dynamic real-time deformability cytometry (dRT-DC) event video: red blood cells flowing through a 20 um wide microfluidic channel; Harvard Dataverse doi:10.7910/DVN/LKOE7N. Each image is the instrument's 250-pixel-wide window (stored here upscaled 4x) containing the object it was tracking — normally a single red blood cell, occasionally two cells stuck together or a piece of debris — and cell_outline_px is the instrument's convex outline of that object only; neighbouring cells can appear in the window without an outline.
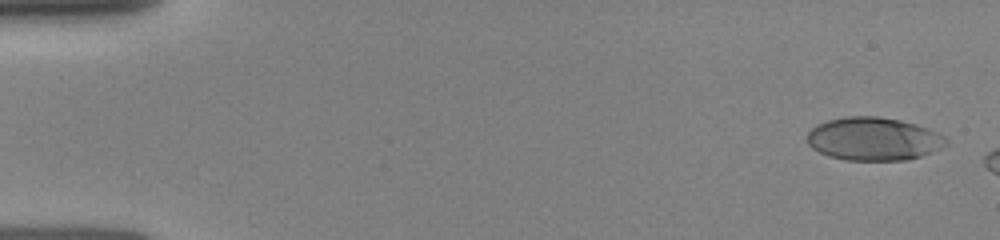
{"species": "human", "species_latin": "Homo sapiens", "temperature_condition": "room temperature", "stored_images_in_passage": 9, "camera_frame_rate_fps": 3000, "um_per_image_px": 0.085, "donor": {"sex": "female"}, "frame": {"image": 1, "passage_image": 1, "time_ms": 0.0, "image_size_px": [1000, 240], "cell_outline_px": [[948, 144], [940, 148], [920, 156], [908, 160], [844, 160], [828, 156], [812, 148], [808, 144], [808, 132], [816, 124], [828, 120], [844, 116], [876, 116], [900, 120], [916, 124], [936, 132], [944, 136], [948, 140]], "centroid_in_image_um": [74.23, 11.8], "position_along_channel_um": 10.8, "area_um2": 34.91}}